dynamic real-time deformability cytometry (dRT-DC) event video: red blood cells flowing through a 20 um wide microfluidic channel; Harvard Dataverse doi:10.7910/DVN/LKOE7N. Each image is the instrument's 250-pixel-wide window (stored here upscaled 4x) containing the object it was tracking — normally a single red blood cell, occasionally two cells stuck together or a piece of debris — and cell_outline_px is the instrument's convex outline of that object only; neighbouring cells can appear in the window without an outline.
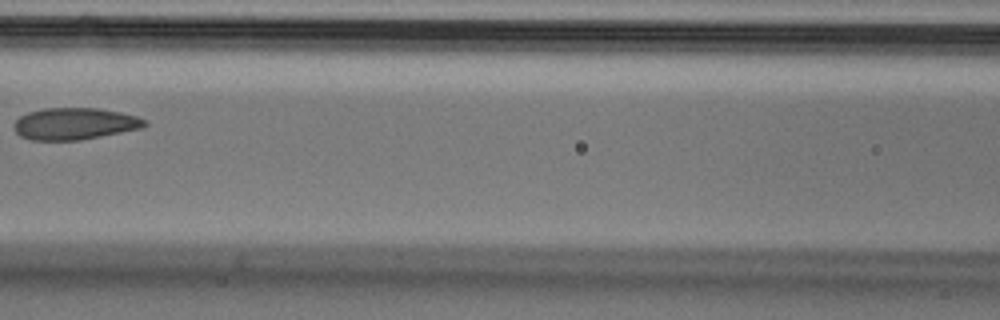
{"species": "Egyptian fruit bat (a non-hibernating species)", "species_latin": "Rousettus aegyptiacus", "temperature_condition": "cold", "stored_images_in_passage": 7, "camera_frame_rate_fps": 3000, "um_per_image_px": 0.085, "animal": {"sex": "male"}, "frame": {"image": 1, "passage_image": 6, "time_ms": 1.667, "image_size_px": [1000, 320], "cell_outline_px": [[148, 124], [144, 128], [80, 140], [32, 140], [20, 136], [16, 132], [16, 120], [20, 116], [28, 112], [44, 108], [96, 108], [120, 112], [136, 116], [144, 120]], "centroid_in_image_um": [6.37, 10.52], "position_along_channel_um": 160.2, "area_um2": 24.1}}
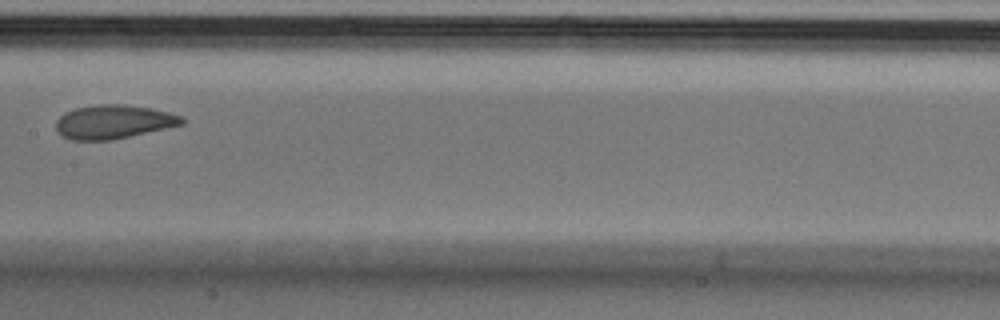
{"frame": {"image": 2, "passage_image": 7, "time_ms": 2.0, "image_size_px": [1000, 320], "cell_outline_px": [[184, 124], [112, 140], [72, 140], [64, 136], [56, 128], [56, 120], [64, 112], [76, 108], [96, 104], [124, 104], [148, 108], [168, 112], [180, 116], [184, 120]], "centroid_in_image_um": [9.62, 10.35], "position_along_channel_um": 197.8, "area_um2": 24.57}}